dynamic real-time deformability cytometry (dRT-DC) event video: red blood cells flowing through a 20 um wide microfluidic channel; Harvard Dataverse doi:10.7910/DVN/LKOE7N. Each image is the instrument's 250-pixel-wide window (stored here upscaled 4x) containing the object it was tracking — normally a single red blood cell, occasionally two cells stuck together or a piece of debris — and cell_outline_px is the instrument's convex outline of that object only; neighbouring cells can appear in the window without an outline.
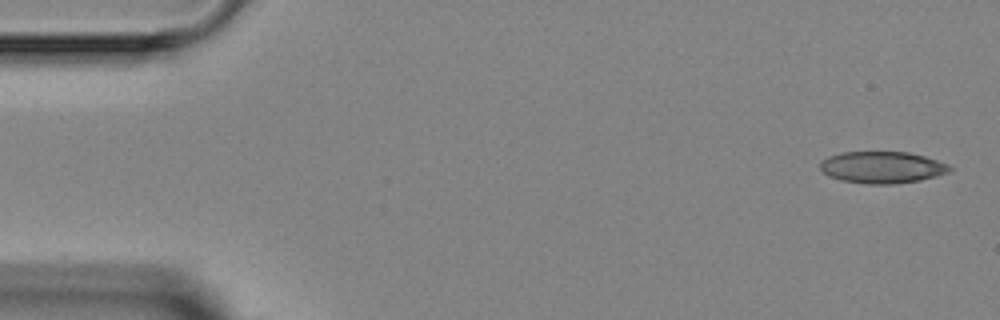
{"species": "Egyptian fruit bat (a non-hibernating species)", "species_latin": "Rousettus aegyptiacus", "temperature_condition": "room temperature", "stored_images_in_passage": 4, "camera_frame_rate_fps": 3000, "um_per_image_px": 0.085, "animal": {"sex": "female"}, "frame": {"image": 1, "passage_image": 1, "time_ms": 0.0, "image_size_px": [1000, 320], "cell_outline_px": [[952, 168], [948, 172], [936, 176], [920, 180], [892, 184], [864, 184], [840, 180], [828, 176], [820, 168], [820, 160], [828, 156], [840, 152], [908, 152], [924, 156], [948, 164]], "centroid_in_image_um": [74.94, 14.22], "position_along_channel_um": 10.1, "area_um2": 24.04}}
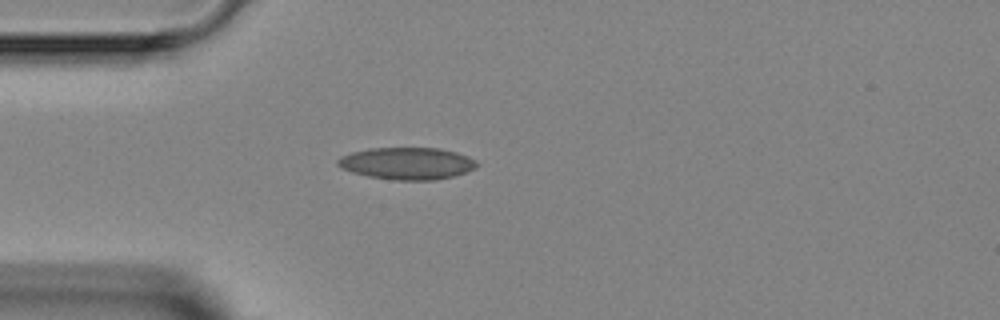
{"frame": {"image": 2, "passage_image": 4, "time_ms": 3.667, "image_size_px": [1000, 320], "cell_outline_px": [[480, 164], [476, 168], [468, 172], [456, 176], [436, 180], [396, 180], [368, 176], [352, 172], [340, 168], [336, 164], [336, 160], [340, 156], [352, 152], [368, 148], [440, 148], [456, 152], [468, 156], [476, 160]], "centroid_in_image_um": [34.63, 13.89], "position_along_channel_um": 50.4, "area_um2": 26.36}}